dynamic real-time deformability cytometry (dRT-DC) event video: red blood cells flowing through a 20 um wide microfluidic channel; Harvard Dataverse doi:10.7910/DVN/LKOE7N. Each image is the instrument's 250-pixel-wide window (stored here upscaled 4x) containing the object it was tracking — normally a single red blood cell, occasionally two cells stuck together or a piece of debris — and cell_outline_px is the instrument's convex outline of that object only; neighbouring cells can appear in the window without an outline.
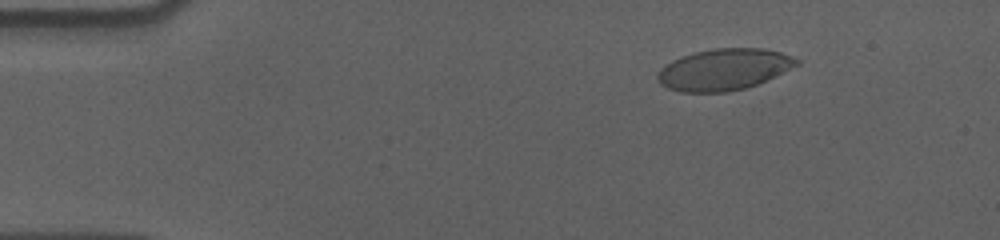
{"species": "human", "species_latin": "Homo sapiens", "temperature_condition": "cold", "stored_images_in_passage": 54, "camera_frame_rate_fps": 3000, "um_per_image_px": 0.085, "donor": {"sex": "male"}, "frame": {"image": 1, "passage_image": 5, "time_ms": 1.333, "image_size_px": [1000, 240], "cell_outline_px": [[800, 64], [784, 72], [756, 84], [744, 88], [728, 92], [680, 92], [668, 88], [660, 84], [656, 76], [660, 68], [672, 60], [696, 52], [716, 48], [764, 48], [780, 52], [792, 56], [800, 60]], "centroid_in_image_um": [61.54, 5.9], "position_along_channel_um": 23.5, "area_um2": 33.47}}
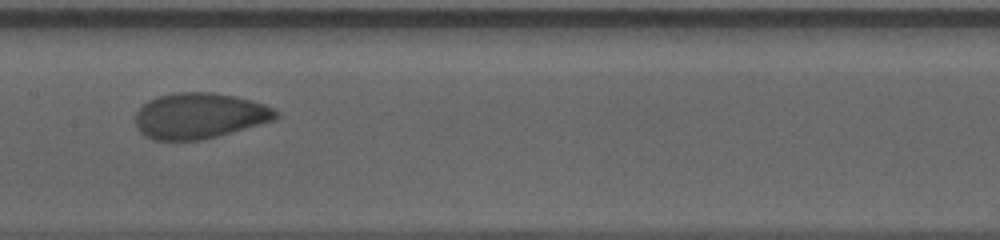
{"frame": {"image": 2, "passage_image": 26, "time_ms": 8.333, "image_size_px": [1000, 240], "cell_outline_px": [[280, 116], [276, 120], [216, 136], [200, 140], [156, 140], [144, 136], [136, 128], [136, 112], [148, 100], [160, 96], [176, 92], [212, 92], [236, 96], [264, 104], [280, 112]], "centroid_in_image_um": [16.97, 9.84], "position_along_channel_um": 190.4, "area_um2": 37.45}}
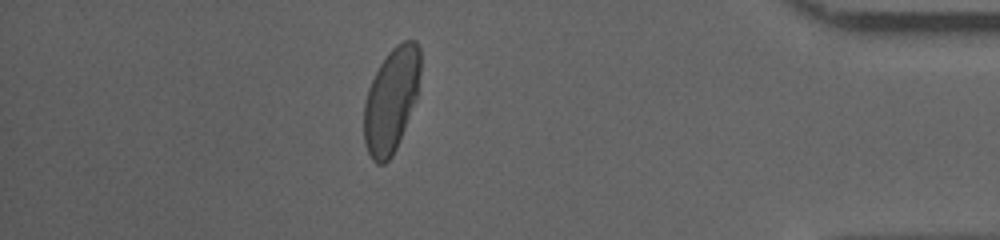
{"frame": {"image": 3, "passage_image": 47, "time_ms": 15.333, "image_size_px": [1000, 240], "cell_outline_px": [[420, 72], [416, 100], [396, 148], [392, 156], [384, 164], [376, 164], [372, 160], [364, 144], [364, 104], [368, 88], [380, 64], [388, 52], [396, 44], [404, 40], [416, 40], [420, 48]], "centroid_in_image_um": [33.25, 8.5], "position_along_channel_um": 401.9, "area_um2": 34.33}, "authors_computed_cell_mechanics": {"area_um2": 36.3562, "velocity_mm_per_s": 3.5826, "shape_relaxation_time_tau1_ms": 4.2134, "shape_relaxation_time_tau2_ms": 0.7726, "deformation_change_tau1": 0.1569, "deformation_change_tau2": 0.0456}}